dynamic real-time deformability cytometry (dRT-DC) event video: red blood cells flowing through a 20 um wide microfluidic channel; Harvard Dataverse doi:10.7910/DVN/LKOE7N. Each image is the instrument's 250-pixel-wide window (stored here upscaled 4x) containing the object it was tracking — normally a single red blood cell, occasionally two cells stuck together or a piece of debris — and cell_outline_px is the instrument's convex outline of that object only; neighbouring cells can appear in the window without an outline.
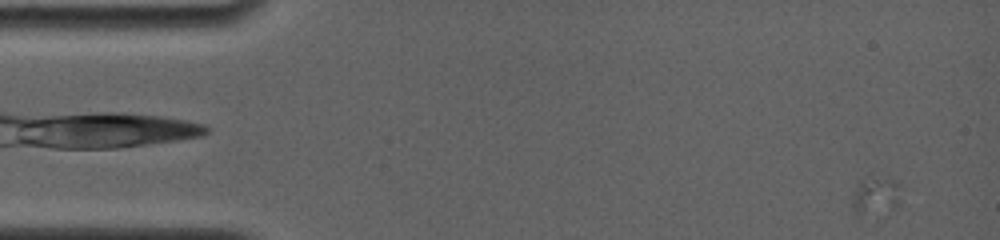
{"species": "common noctule bat (a hibernating species)", "species_latin": "Nyctalus noctula", "temperature_condition": "room temperature", "stored_images_in_passage": 2, "camera_frame_rate_fps": 4000, "um_per_image_px": 0.085, "animal": {"sex": "female", "body_mass_g": 19.0, "forearm_length_mm": 56.7}, "frame": {"image": 1, "passage_image": 2, "time_ms": 1.0, "image_size_px": [1000, 240], "cell_outline_px": [[900, 204], [892, 208], [860, 216], [856, 216], [852, 204], [852, 196], [856, 188], [860, 184], [888, 176], [896, 180], [900, 184]], "centroid_in_image_um": [74.48, 16.67], "position_along_channel_um": 10.5, "area_um2": 10.35}}